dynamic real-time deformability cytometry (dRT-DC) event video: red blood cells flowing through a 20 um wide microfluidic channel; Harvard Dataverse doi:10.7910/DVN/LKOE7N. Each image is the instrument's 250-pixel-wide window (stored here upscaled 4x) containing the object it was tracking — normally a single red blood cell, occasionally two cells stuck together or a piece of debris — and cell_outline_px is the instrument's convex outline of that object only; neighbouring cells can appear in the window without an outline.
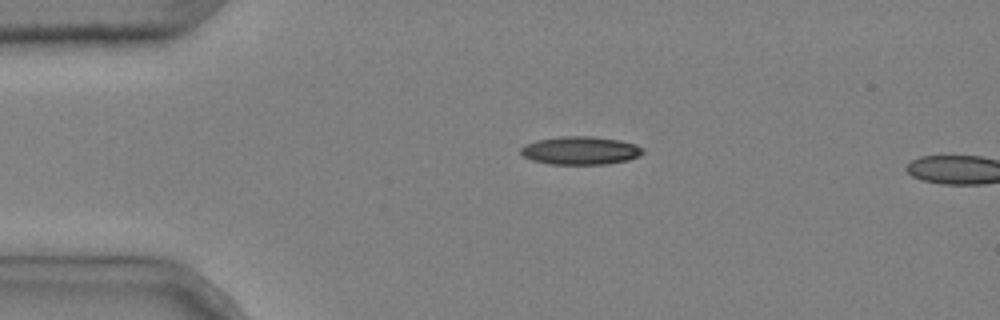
{"species": "common noctule bat (a hibernating species)", "species_latin": "Nyctalus noctula", "temperature_condition": "cold", "stored_images_in_passage": 4, "camera_frame_rate_fps": 3000, "um_per_image_px": 0.085, "animal": {"sex": "male", "body_mass_g": 20.4}, "frame": {"image": 1, "passage_image": 3, "time_ms": 0.667, "image_size_px": [1000, 320], "cell_outline_px": [[644, 152], [640, 156], [628, 160], [608, 164], [548, 164], [532, 160], [524, 156], [520, 152], [520, 148], [524, 144], [536, 140], [560, 136], [592, 136], [620, 140], [636, 144], [644, 148]], "centroid_in_image_um": [49.35, 12.79], "position_along_channel_um": 35.7, "area_um2": 20.29}}